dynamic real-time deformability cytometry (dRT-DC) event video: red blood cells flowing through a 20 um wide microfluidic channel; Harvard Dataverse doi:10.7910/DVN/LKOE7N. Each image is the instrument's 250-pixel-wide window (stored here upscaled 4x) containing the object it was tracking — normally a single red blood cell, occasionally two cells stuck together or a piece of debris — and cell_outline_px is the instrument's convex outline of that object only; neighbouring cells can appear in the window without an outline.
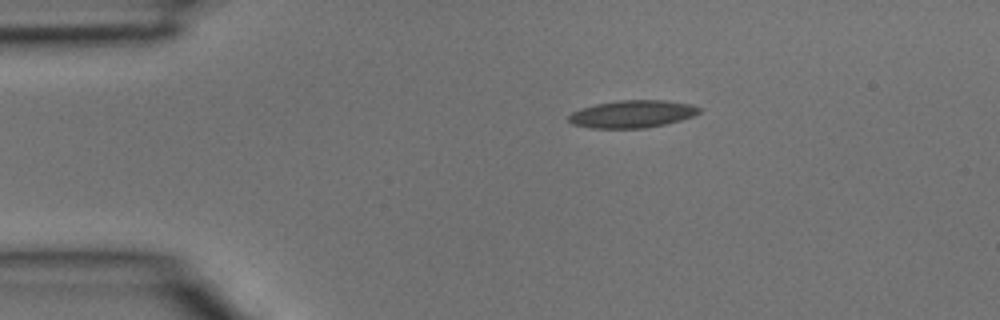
{"species": "common noctule bat (a hibernating species)", "species_latin": "Nyctalus noctula", "temperature_condition": "room temperature", "stored_images_in_passage": 34, "camera_frame_rate_fps": 3000, "um_per_image_px": 0.085, "animal": {"sex": "male", "body_mass_g": 15.6}, "frame": {"image": 1, "passage_image": 1, "time_ms": 0.0, "image_size_px": [1000, 320], "cell_outline_px": [[704, 108], [700, 112], [692, 116], [680, 120], [664, 124], [644, 128], [592, 128], [572, 124], [568, 120], [568, 116], [572, 112], [596, 104], [616, 100], [664, 100], [692, 104]], "centroid_in_image_um": [53.77, 9.68], "position_along_channel_um": 31.2, "area_um2": 20.87}}
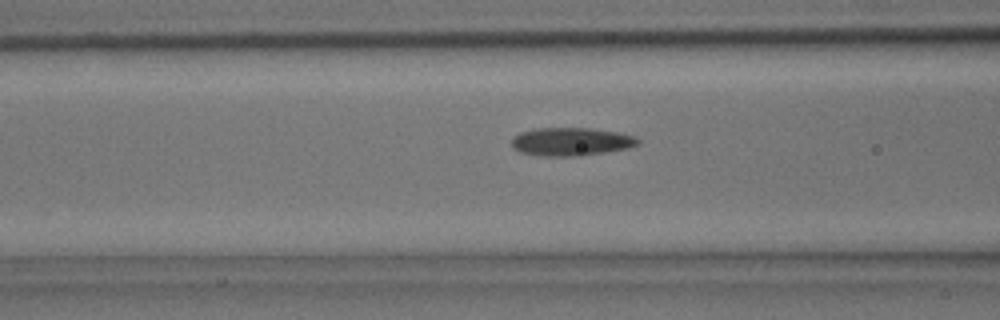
{"frame": {"image": 2, "passage_image": 9, "time_ms": 2.667, "image_size_px": [1000, 320], "cell_outline_px": [[640, 144], [628, 148], [580, 156], [544, 156], [520, 152], [512, 148], [512, 140], [520, 132], [536, 128], [592, 128], [616, 132], [636, 136], [640, 140]], "centroid_in_image_um": [48.56, 12.04], "position_along_channel_um": 118.0, "area_um2": 20.75}}
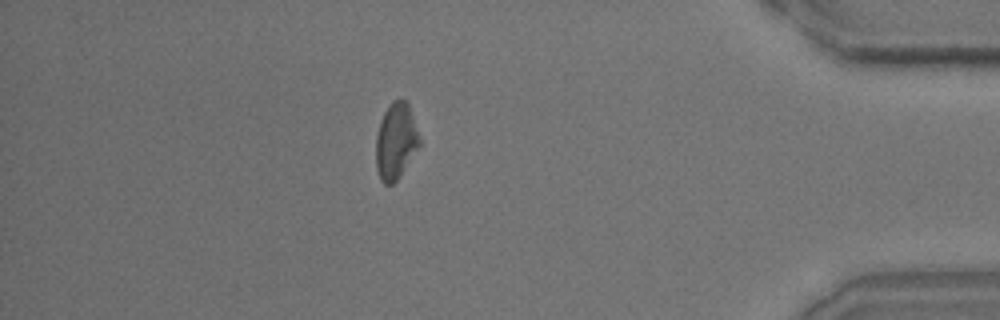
{"frame": {"image": 3, "passage_image": 29, "time_ms": 9.333, "image_size_px": [1000, 320], "cell_outline_px": [[420, 144], [400, 176], [392, 184], [384, 184], [380, 180], [376, 168], [376, 136], [384, 112], [388, 104], [392, 100], [400, 96], [408, 104], [420, 140]], "centroid_in_image_um": [33.62, 11.98], "position_along_channel_um": 401.6, "area_um2": 19.19}}